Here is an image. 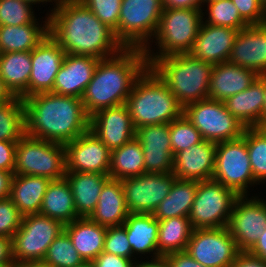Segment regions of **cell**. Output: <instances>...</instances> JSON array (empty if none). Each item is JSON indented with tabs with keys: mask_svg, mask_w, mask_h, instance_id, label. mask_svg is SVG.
Returning <instances> with one entry per match:
<instances>
[{
	"mask_svg": "<svg viewBox=\"0 0 266 267\" xmlns=\"http://www.w3.org/2000/svg\"><path fill=\"white\" fill-rule=\"evenodd\" d=\"M246 197L236 198L227 226L240 251H249L266 228V202Z\"/></svg>",
	"mask_w": 266,
	"mask_h": 267,
	"instance_id": "9a60e30c",
	"label": "cell"
},
{
	"mask_svg": "<svg viewBox=\"0 0 266 267\" xmlns=\"http://www.w3.org/2000/svg\"><path fill=\"white\" fill-rule=\"evenodd\" d=\"M151 262L150 261H144L140 263H136L134 264V267H170L168 260L165 256H159L153 259V255L151 258Z\"/></svg>",
	"mask_w": 266,
	"mask_h": 267,
	"instance_id": "9f6ffc18",
	"label": "cell"
},
{
	"mask_svg": "<svg viewBox=\"0 0 266 267\" xmlns=\"http://www.w3.org/2000/svg\"><path fill=\"white\" fill-rule=\"evenodd\" d=\"M208 3V18L204 23L229 27L235 30H241L249 25L242 19L238 9L231 0H217Z\"/></svg>",
	"mask_w": 266,
	"mask_h": 267,
	"instance_id": "ab89813d",
	"label": "cell"
},
{
	"mask_svg": "<svg viewBox=\"0 0 266 267\" xmlns=\"http://www.w3.org/2000/svg\"><path fill=\"white\" fill-rule=\"evenodd\" d=\"M42 262L50 267H75L84 260L75 249L69 235L63 230L50 244Z\"/></svg>",
	"mask_w": 266,
	"mask_h": 267,
	"instance_id": "f35d334b",
	"label": "cell"
},
{
	"mask_svg": "<svg viewBox=\"0 0 266 267\" xmlns=\"http://www.w3.org/2000/svg\"><path fill=\"white\" fill-rule=\"evenodd\" d=\"M64 144L24 135L16 144L14 174L43 176L50 180L65 177Z\"/></svg>",
	"mask_w": 266,
	"mask_h": 267,
	"instance_id": "ba28073f",
	"label": "cell"
},
{
	"mask_svg": "<svg viewBox=\"0 0 266 267\" xmlns=\"http://www.w3.org/2000/svg\"><path fill=\"white\" fill-rule=\"evenodd\" d=\"M50 181L43 176L14 174L9 198L23 216L39 213Z\"/></svg>",
	"mask_w": 266,
	"mask_h": 267,
	"instance_id": "f1b7e54d",
	"label": "cell"
},
{
	"mask_svg": "<svg viewBox=\"0 0 266 267\" xmlns=\"http://www.w3.org/2000/svg\"><path fill=\"white\" fill-rule=\"evenodd\" d=\"M31 70V52L0 53V77L14 97H27Z\"/></svg>",
	"mask_w": 266,
	"mask_h": 267,
	"instance_id": "1f68e13d",
	"label": "cell"
},
{
	"mask_svg": "<svg viewBox=\"0 0 266 267\" xmlns=\"http://www.w3.org/2000/svg\"><path fill=\"white\" fill-rule=\"evenodd\" d=\"M36 20L22 26H0V53L31 52L48 35V17L42 27Z\"/></svg>",
	"mask_w": 266,
	"mask_h": 267,
	"instance_id": "d6a6232c",
	"label": "cell"
},
{
	"mask_svg": "<svg viewBox=\"0 0 266 267\" xmlns=\"http://www.w3.org/2000/svg\"><path fill=\"white\" fill-rule=\"evenodd\" d=\"M211 1H217V0H204V2H211Z\"/></svg>",
	"mask_w": 266,
	"mask_h": 267,
	"instance_id": "e7e4bbea",
	"label": "cell"
},
{
	"mask_svg": "<svg viewBox=\"0 0 266 267\" xmlns=\"http://www.w3.org/2000/svg\"><path fill=\"white\" fill-rule=\"evenodd\" d=\"M260 75L255 71L229 62L213 65L208 98L224 102L249 88Z\"/></svg>",
	"mask_w": 266,
	"mask_h": 267,
	"instance_id": "cb8c5ba5",
	"label": "cell"
},
{
	"mask_svg": "<svg viewBox=\"0 0 266 267\" xmlns=\"http://www.w3.org/2000/svg\"><path fill=\"white\" fill-rule=\"evenodd\" d=\"M74 206L79 217H90L99 201L104 184L110 179L109 174L89 172H66Z\"/></svg>",
	"mask_w": 266,
	"mask_h": 267,
	"instance_id": "484cf974",
	"label": "cell"
},
{
	"mask_svg": "<svg viewBox=\"0 0 266 267\" xmlns=\"http://www.w3.org/2000/svg\"><path fill=\"white\" fill-rule=\"evenodd\" d=\"M25 135L23 100L14 97L0 104V140L18 142Z\"/></svg>",
	"mask_w": 266,
	"mask_h": 267,
	"instance_id": "8d00e7d4",
	"label": "cell"
},
{
	"mask_svg": "<svg viewBox=\"0 0 266 267\" xmlns=\"http://www.w3.org/2000/svg\"><path fill=\"white\" fill-rule=\"evenodd\" d=\"M122 225L126 229L133 254L145 255L152 252L154 258L159 257L157 247L159 220L153 214L129 213Z\"/></svg>",
	"mask_w": 266,
	"mask_h": 267,
	"instance_id": "4dcf8cb0",
	"label": "cell"
},
{
	"mask_svg": "<svg viewBox=\"0 0 266 267\" xmlns=\"http://www.w3.org/2000/svg\"><path fill=\"white\" fill-rule=\"evenodd\" d=\"M264 93H265V102L263 109V128H266V75H264Z\"/></svg>",
	"mask_w": 266,
	"mask_h": 267,
	"instance_id": "91938a15",
	"label": "cell"
},
{
	"mask_svg": "<svg viewBox=\"0 0 266 267\" xmlns=\"http://www.w3.org/2000/svg\"><path fill=\"white\" fill-rule=\"evenodd\" d=\"M204 0H161L163 10L167 9H201ZM201 6V7H200Z\"/></svg>",
	"mask_w": 266,
	"mask_h": 267,
	"instance_id": "f5cc1de1",
	"label": "cell"
},
{
	"mask_svg": "<svg viewBox=\"0 0 266 267\" xmlns=\"http://www.w3.org/2000/svg\"><path fill=\"white\" fill-rule=\"evenodd\" d=\"M238 195L214 180L197 181L189 220L193 229L227 227Z\"/></svg>",
	"mask_w": 266,
	"mask_h": 267,
	"instance_id": "30bf717a",
	"label": "cell"
},
{
	"mask_svg": "<svg viewBox=\"0 0 266 267\" xmlns=\"http://www.w3.org/2000/svg\"><path fill=\"white\" fill-rule=\"evenodd\" d=\"M13 98H14V96L6 88L3 80L0 77V104L6 103V102L12 100Z\"/></svg>",
	"mask_w": 266,
	"mask_h": 267,
	"instance_id": "6f0895ef",
	"label": "cell"
},
{
	"mask_svg": "<svg viewBox=\"0 0 266 267\" xmlns=\"http://www.w3.org/2000/svg\"><path fill=\"white\" fill-rule=\"evenodd\" d=\"M170 267H205L194 260L187 251L170 253L165 256Z\"/></svg>",
	"mask_w": 266,
	"mask_h": 267,
	"instance_id": "681fc988",
	"label": "cell"
},
{
	"mask_svg": "<svg viewBox=\"0 0 266 267\" xmlns=\"http://www.w3.org/2000/svg\"><path fill=\"white\" fill-rule=\"evenodd\" d=\"M24 2H27V3H29V4H31V5H33V4H36V3H45V2H52V0H23ZM53 1H55V3H57L58 2V0H53Z\"/></svg>",
	"mask_w": 266,
	"mask_h": 267,
	"instance_id": "94428289",
	"label": "cell"
},
{
	"mask_svg": "<svg viewBox=\"0 0 266 267\" xmlns=\"http://www.w3.org/2000/svg\"><path fill=\"white\" fill-rule=\"evenodd\" d=\"M201 9H167L163 10L157 31L154 35L159 52L143 50L148 66L157 58L167 55L189 53L194 45L203 22ZM150 51V52H149ZM153 53V54H151ZM159 53V54H158Z\"/></svg>",
	"mask_w": 266,
	"mask_h": 267,
	"instance_id": "8992f818",
	"label": "cell"
},
{
	"mask_svg": "<svg viewBox=\"0 0 266 267\" xmlns=\"http://www.w3.org/2000/svg\"><path fill=\"white\" fill-rule=\"evenodd\" d=\"M75 267H93V264H92V262L84 261L81 264L76 265Z\"/></svg>",
	"mask_w": 266,
	"mask_h": 267,
	"instance_id": "6125c7cd",
	"label": "cell"
},
{
	"mask_svg": "<svg viewBox=\"0 0 266 267\" xmlns=\"http://www.w3.org/2000/svg\"><path fill=\"white\" fill-rule=\"evenodd\" d=\"M66 172L109 174L111 151L90 130L64 144Z\"/></svg>",
	"mask_w": 266,
	"mask_h": 267,
	"instance_id": "2e32d148",
	"label": "cell"
},
{
	"mask_svg": "<svg viewBox=\"0 0 266 267\" xmlns=\"http://www.w3.org/2000/svg\"><path fill=\"white\" fill-rule=\"evenodd\" d=\"M12 238L0 237V267H14Z\"/></svg>",
	"mask_w": 266,
	"mask_h": 267,
	"instance_id": "816d5d0a",
	"label": "cell"
},
{
	"mask_svg": "<svg viewBox=\"0 0 266 267\" xmlns=\"http://www.w3.org/2000/svg\"><path fill=\"white\" fill-rule=\"evenodd\" d=\"M239 30L202 22L192 50L193 57L216 65L228 61Z\"/></svg>",
	"mask_w": 266,
	"mask_h": 267,
	"instance_id": "603a6c76",
	"label": "cell"
},
{
	"mask_svg": "<svg viewBox=\"0 0 266 267\" xmlns=\"http://www.w3.org/2000/svg\"><path fill=\"white\" fill-rule=\"evenodd\" d=\"M39 214L58 220L63 225L79 218L72 189L66 177L49 182Z\"/></svg>",
	"mask_w": 266,
	"mask_h": 267,
	"instance_id": "f546056e",
	"label": "cell"
},
{
	"mask_svg": "<svg viewBox=\"0 0 266 267\" xmlns=\"http://www.w3.org/2000/svg\"><path fill=\"white\" fill-rule=\"evenodd\" d=\"M126 106L135 129L171 123L183 114V107L150 66L135 81Z\"/></svg>",
	"mask_w": 266,
	"mask_h": 267,
	"instance_id": "277c9868",
	"label": "cell"
},
{
	"mask_svg": "<svg viewBox=\"0 0 266 267\" xmlns=\"http://www.w3.org/2000/svg\"><path fill=\"white\" fill-rule=\"evenodd\" d=\"M23 215L8 197L0 199V237L12 238L21 226Z\"/></svg>",
	"mask_w": 266,
	"mask_h": 267,
	"instance_id": "f6af8a7d",
	"label": "cell"
},
{
	"mask_svg": "<svg viewBox=\"0 0 266 267\" xmlns=\"http://www.w3.org/2000/svg\"><path fill=\"white\" fill-rule=\"evenodd\" d=\"M147 67L140 48H123L114 56L100 59L81 98L86 113L92 116L101 109L126 104L135 81Z\"/></svg>",
	"mask_w": 266,
	"mask_h": 267,
	"instance_id": "3957f363",
	"label": "cell"
},
{
	"mask_svg": "<svg viewBox=\"0 0 266 267\" xmlns=\"http://www.w3.org/2000/svg\"><path fill=\"white\" fill-rule=\"evenodd\" d=\"M31 4L23 0H0V26H22L36 18Z\"/></svg>",
	"mask_w": 266,
	"mask_h": 267,
	"instance_id": "b9f144b4",
	"label": "cell"
},
{
	"mask_svg": "<svg viewBox=\"0 0 266 267\" xmlns=\"http://www.w3.org/2000/svg\"><path fill=\"white\" fill-rule=\"evenodd\" d=\"M110 29L118 27L122 0H80Z\"/></svg>",
	"mask_w": 266,
	"mask_h": 267,
	"instance_id": "7bdbcfd3",
	"label": "cell"
},
{
	"mask_svg": "<svg viewBox=\"0 0 266 267\" xmlns=\"http://www.w3.org/2000/svg\"><path fill=\"white\" fill-rule=\"evenodd\" d=\"M16 144L0 140V170L14 173Z\"/></svg>",
	"mask_w": 266,
	"mask_h": 267,
	"instance_id": "7dc6e473",
	"label": "cell"
},
{
	"mask_svg": "<svg viewBox=\"0 0 266 267\" xmlns=\"http://www.w3.org/2000/svg\"><path fill=\"white\" fill-rule=\"evenodd\" d=\"M186 251L205 267H231L240 252L228 227L194 229Z\"/></svg>",
	"mask_w": 266,
	"mask_h": 267,
	"instance_id": "4fadbf2b",
	"label": "cell"
},
{
	"mask_svg": "<svg viewBox=\"0 0 266 267\" xmlns=\"http://www.w3.org/2000/svg\"><path fill=\"white\" fill-rule=\"evenodd\" d=\"M92 131L110 150L120 148L133 138L136 129L126 104L104 108L90 116Z\"/></svg>",
	"mask_w": 266,
	"mask_h": 267,
	"instance_id": "ac0fdd59",
	"label": "cell"
},
{
	"mask_svg": "<svg viewBox=\"0 0 266 267\" xmlns=\"http://www.w3.org/2000/svg\"><path fill=\"white\" fill-rule=\"evenodd\" d=\"M176 179L169 173H143L121 180L129 213L152 214L169 194Z\"/></svg>",
	"mask_w": 266,
	"mask_h": 267,
	"instance_id": "5bb4252c",
	"label": "cell"
},
{
	"mask_svg": "<svg viewBox=\"0 0 266 267\" xmlns=\"http://www.w3.org/2000/svg\"><path fill=\"white\" fill-rule=\"evenodd\" d=\"M107 228L92 221L89 217H79L64 225L75 249L84 261L92 262L104 250Z\"/></svg>",
	"mask_w": 266,
	"mask_h": 267,
	"instance_id": "4316f807",
	"label": "cell"
},
{
	"mask_svg": "<svg viewBox=\"0 0 266 267\" xmlns=\"http://www.w3.org/2000/svg\"><path fill=\"white\" fill-rule=\"evenodd\" d=\"M14 173L0 170V199L8 198Z\"/></svg>",
	"mask_w": 266,
	"mask_h": 267,
	"instance_id": "db71d44e",
	"label": "cell"
},
{
	"mask_svg": "<svg viewBox=\"0 0 266 267\" xmlns=\"http://www.w3.org/2000/svg\"><path fill=\"white\" fill-rule=\"evenodd\" d=\"M65 51L48 34L32 51V70L27 97L52 92L56 74L65 58Z\"/></svg>",
	"mask_w": 266,
	"mask_h": 267,
	"instance_id": "e0dca14e",
	"label": "cell"
},
{
	"mask_svg": "<svg viewBox=\"0 0 266 267\" xmlns=\"http://www.w3.org/2000/svg\"><path fill=\"white\" fill-rule=\"evenodd\" d=\"M55 7L48 16V34L65 53L104 59L124 48L80 0H58Z\"/></svg>",
	"mask_w": 266,
	"mask_h": 267,
	"instance_id": "6da1fadb",
	"label": "cell"
},
{
	"mask_svg": "<svg viewBox=\"0 0 266 267\" xmlns=\"http://www.w3.org/2000/svg\"><path fill=\"white\" fill-rule=\"evenodd\" d=\"M103 252L132 259L134 255L123 225L107 227Z\"/></svg>",
	"mask_w": 266,
	"mask_h": 267,
	"instance_id": "ee69618b",
	"label": "cell"
},
{
	"mask_svg": "<svg viewBox=\"0 0 266 267\" xmlns=\"http://www.w3.org/2000/svg\"><path fill=\"white\" fill-rule=\"evenodd\" d=\"M264 102V75H261L248 89L227 98L224 104L246 128H263Z\"/></svg>",
	"mask_w": 266,
	"mask_h": 267,
	"instance_id": "d4e9b609",
	"label": "cell"
},
{
	"mask_svg": "<svg viewBox=\"0 0 266 267\" xmlns=\"http://www.w3.org/2000/svg\"><path fill=\"white\" fill-rule=\"evenodd\" d=\"M128 215L121 180L110 178L104 184L96 208L89 218L107 228L122 225Z\"/></svg>",
	"mask_w": 266,
	"mask_h": 267,
	"instance_id": "83f0119b",
	"label": "cell"
},
{
	"mask_svg": "<svg viewBox=\"0 0 266 267\" xmlns=\"http://www.w3.org/2000/svg\"><path fill=\"white\" fill-rule=\"evenodd\" d=\"M238 9L242 19L248 25L266 23V9L261 0H231Z\"/></svg>",
	"mask_w": 266,
	"mask_h": 267,
	"instance_id": "bcb514c9",
	"label": "cell"
},
{
	"mask_svg": "<svg viewBox=\"0 0 266 267\" xmlns=\"http://www.w3.org/2000/svg\"><path fill=\"white\" fill-rule=\"evenodd\" d=\"M14 267H50V266L44 264L43 262H26V263L15 264Z\"/></svg>",
	"mask_w": 266,
	"mask_h": 267,
	"instance_id": "680465c9",
	"label": "cell"
},
{
	"mask_svg": "<svg viewBox=\"0 0 266 267\" xmlns=\"http://www.w3.org/2000/svg\"><path fill=\"white\" fill-rule=\"evenodd\" d=\"M261 2L263 4L264 8L266 9V0H261Z\"/></svg>",
	"mask_w": 266,
	"mask_h": 267,
	"instance_id": "be15d7a7",
	"label": "cell"
},
{
	"mask_svg": "<svg viewBox=\"0 0 266 267\" xmlns=\"http://www.w3.org/2000/svg\"><path fill=\"white\" fill-rule=\"evenodd\" d=\"M212 180L232 189L238 196H247L248 184H257L249 160L246 129L240 138L217 143Z\"/></svg>",
	"mask_w": 266,
	"mask_h": 267,
	"instance_id": "7c38bea8",
	"label": "cell"
},
{
	"mask_svg": "<svg viewBox=\"0 0 266 267\" xmlns=\"http://www.w3.org/2000/svg\"><path fill=\"white\" fill-rule=\"evenodd\" d=\"M64 230V225L39 213L23 216L12 237L15 264L42 262L50 244Z\"/></svg>",
	"mask_w": 266,
	"mask_h": 267,
	"instance_id": "8fae6325",
	"label": "cell"
},
{
	"mask_svg": "<svg viewBox=\"0 0 266 267\" xmlns=\"http://www.w3.org/2000/svg\"><path fill=\"white\" fill-rule=\"evenodd\" d=\"M216 145L215 142L203 140L178 152L174 156L172 171L176 179L212 180L215 170Z\"/></svg>",
	"mask_w": 266,
	"mask_h": 267,
	"instance_id": "44dd1931",
	"label": "cell"
},
{
	"mask_svg": "<svg viewBox=\"0 0 266 267\" xmlns=\"http://www.w3.org/2000/svg\"><path fill=\"white\" fill-rule=\"evenodd\" d=\"M246 144L252 173L259 184L266 180V129L262 127H247Z\"/></svg>",
	"mask_w": 266,
	"mask_h": 267,
	"instance_id": "74e56055",
	"label": "cell"
},
{
	"mask_svg": "<svg viewBox=\"0 0 266 267\" xmlns=\"http://www.w3.org/2000/svg\"><path fill=\"white\" fill-rule=\"evenodd\" d=\"M121 256L102 252L92 261L93 267H134L135 262Z\"/></svg>",
	"mask_w": 266,
	"mask_h": 267,
	"instance_id": "c3c4849f",
	"label": "cell"
},
{
	"mask_svg": "<svg viewBox=\"0 0 266 267\" xmlns=\"http://www.w3.org/2000/svg\"><path fill=\"white\" fill-rule=\"evenodd\" d=\"M183 115L206 141L215 143L240 138L246 127L226 108L224 102L206 98L183 108Z\"/></svg>",
	"mask_w": 266,
	"mask_h": 267,
	"instance_id": "9c48e42d",
	"label": "cell"
},
{
	"mask_svg": "<svg viewBox=\"0 0 266 267\" xmlns=\"http://www.w3.org/2000/svg\"><path fill=\"white\" fill-rule=\"evenodd\" d=\"M135 138L143 148L146 173L173 171L174 155L170 144V123L138 128Z\"/></svg>",
	"mask_w": 266,
	"mask_h": 267,
	"instance_id": "d6986e66",
	"label": "cell"
},
{
	"mask_svg": "<svg viewBox=\"0 0 266 267\" xmlns=\"http://www.w3.org/2000/svg\"><path fill=\"white\" fill-rule=\"evenodd\" d=\"M161 0H122L118 27L114 31L124 48L149 50L161 14Z\"/></svg>",
	"mask_w": 266,
	"mask_h": 267,
	"instance_id": "52a82bcc",
	"label": "cell"
},
{
	"mask_svg": "<svg viewBox=\"0 0 266 267\" xmlns=\"http://www.w3.org/2000/svg\"><path fill=\"white\" fill-rule=\"evenodd\" d=\"M150 67L166 83L183 108L208 98L212 64L190 53H180L157 58Z\"/></svg>",
	"mask_w": 266,
	"mask_h": 267,
	"instance_id": "5b68a950",
	"label": "cell"
},
{
	"mask_svg": "<svg viewBox=\"0 0 266 267\" xmlns=\"http://www.w3.org/2000/svg\"><path fill=\"white\" fill-rule=\"evenodd\" d=\"M193 230L188 217L159 220L157 242L159 256L186 251Z\"/></svg>",
	"mask_w": 266,
	"mask_h": 267,
	"instance_id": "d590c367",
	"label": "cell"
},
{
	"mask_svg": "<svg viewBox=\"0 0 266 267\" xmlns=\"http://www.w3.org/2000/svg\"><path fill=\"white\" fill-rule=\"evenodd\" d=\"M22 100L25 135L66 144L90 129V116L78 97L48 92Z\"/></svg>",
	"mask_w": 266,
	"mask_h": 267,
	"instance_id": "7a4b0ae2",
	"label": "cell"
},
{
	"mask_svg": "<svg viewBox=\"0 0 266 267\" xmlns=\"http://www.w3.org/2000/svg\"><path fill=\"white\" fill-rule=\"evenodd\" d=\"M231 267H266V261L248 251H240Z\"/></svg>",
	"mask_w": 266,
	"mask_h": 267,
	"instance_id": "f907efd6",
	"label": "cell"
},
{
	"mask_svg": "<svg viewBox=\"0 0 266 267\" xmlns=\"http://www.w3.org/2000/svg\"><path fill=\"white\" fill-rule=\"evenodd\" d=\"M203 140L201 133L183 114L170 123V144L174 156Z\"/></svg>",
	"mask_w": 266,
	"mask_h": 267,
	"instance_id": "60d3db41",
	"label": "cell"
},
{
	"mask_svg": "<svg viewBox=\"0 0 266 267\" xmlns=\"http://www.w3.org/2000/svg\"><path fill=\"white\" fill-rule=\"evenodd\" d=\"M99 60L91 56L66 53L56 74L52 92L81 99Z\"/></svg>",
	"mask_w": 266,
	"mask_h": 267,
	"instance_id": "7402d4cb",
	"label": "cell"
},
{
	"mask_svg": "<svg viewBox=\"0 0 266 267\" xmlns=\"http://www.w3.org/2000/svg\"><path fill=\"white\" fill-rule=\"evenodd\" d=\"M248 252L266 261V228Z\"/></svg>",
	"mask_w": 266,
	"mask_h": 267,
	"instance_id": "11a10c76",
	"label": "cell"
},
{
	"mask_svg": "<svg viewBox=\"0 0 266 267\" xmlns=\"http://www.w3.org/2000/svg\"><path fill=\"white\" fill-rule=\"evenodd\" d=\"M197 191L196 180L175 179L167 197L152 213L157 220L189 217Z\"/></svg>",
	"mask_w": 266,
	"mask_h": 267,
	"instance_id": "836d02e7",
	"label": "cell"
},
{
	"mask_svg": "<svg viewBox=\"0 0 266 267\" xmlns=\"http://www.w3.org/2000/svg\"><path fill=\"white\" fill-rule=\"evenodd\" d=\"M227 62L266 75V23L239 30Z\"/></svg>",
	"mask_w": 266,
	"mask_h": 267,
	"instance_id": "ffe728a7",
	"label": "cell"
},
{
	"mask_svg": "<svg viewBox=\"0 0 266 267\" xmlns=\"http://www.w3.org/2000/svg\"><path fill=\"white\" fill-rule=\"evenodd\" d=\"M143 173H146L143 148L136 138L111 151L110 178L123 180Z\"/></svg>",
	"mask_w": 266,
	"mask_h": 267,
	"instance_id": "e575fe53",
	"label": "cell"
}]
</instances>
